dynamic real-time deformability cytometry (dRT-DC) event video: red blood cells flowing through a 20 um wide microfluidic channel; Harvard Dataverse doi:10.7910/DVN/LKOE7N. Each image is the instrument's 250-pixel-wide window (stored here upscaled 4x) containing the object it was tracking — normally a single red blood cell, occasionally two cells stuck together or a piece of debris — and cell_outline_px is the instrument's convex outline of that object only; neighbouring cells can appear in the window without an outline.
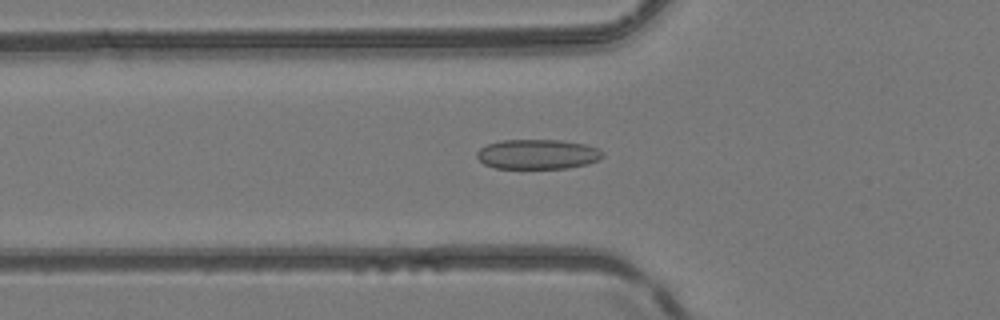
{"species": "common noctule bat (a hibernating species)", "species_latin": "Nyctalus noctula", "temperature_condition": "room temperature", "stored_images_in_passage": 45, "camera_frame_rate_fps": 3000, "um_per_image_px": 0.085, "animal": {"sex": "female", "body_mass_g": 24.6, "forearm_length_mm": 56.2}, "frame": {"image": 1, "passage_image": 18, "time_ms": 5.667, "image_size_px": [1000, 320], "cell_outline_px": [[604, 156], [600, 160], [588, 164], [568, 168], [496, 168], [484, 164], [476, 156], [476, 152], [480, 148], [488, 144], [500, 140], [560, 140], [584, 144], [596, 148], [604, 152]], "centroid_in_image_um": [45.71, 13.11], "position_along_channel_um": 80.1, "area_um2": 21.91}}
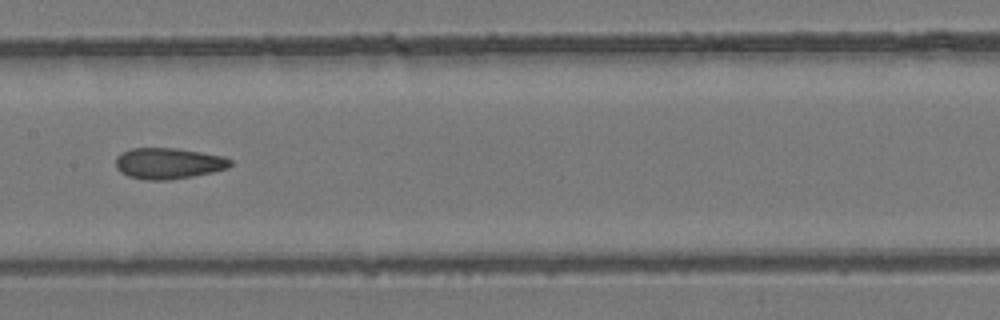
{"frame": {"image": 2, "passage_image": 26, "time_ms": 8.333, "image_size_px": [1000, 320], "cell_outline_px": [[232, 164], [228, 168], [212, 172], [192, 176], [168, 180], [144, 180], [128, 176], [120, 172], [116, 168], [116, 156], [120, 152], [132, 148], [176, 148], [224, 156], [232, 160]], "centroid_in_image_um": [14.29, 13.88], "position_along_channel_um": 193.1, "area_um2": 20.87}}
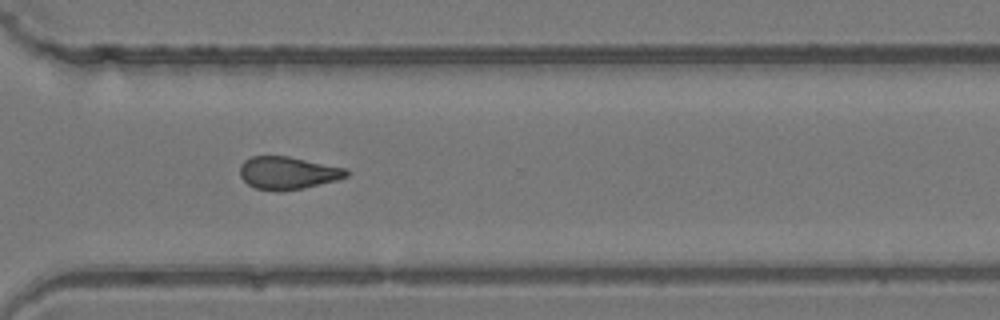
{"frame": {"image": 3, "passage_image": 37, "time_ms": 12.0, "image_size_px": [1000, 320], "cell_outline_px": [[348, 176], [336, 180], [304, 188], [280, 192], [256, 188], [248, 184], [240, 176], [240, 164], [244, 160], [252, 156], [288, 156], [348, 168]], "centroid_in_image_um": [24.46, 14.7], "position_along_channel_um": 346.1, "area_um2": 20.4}}